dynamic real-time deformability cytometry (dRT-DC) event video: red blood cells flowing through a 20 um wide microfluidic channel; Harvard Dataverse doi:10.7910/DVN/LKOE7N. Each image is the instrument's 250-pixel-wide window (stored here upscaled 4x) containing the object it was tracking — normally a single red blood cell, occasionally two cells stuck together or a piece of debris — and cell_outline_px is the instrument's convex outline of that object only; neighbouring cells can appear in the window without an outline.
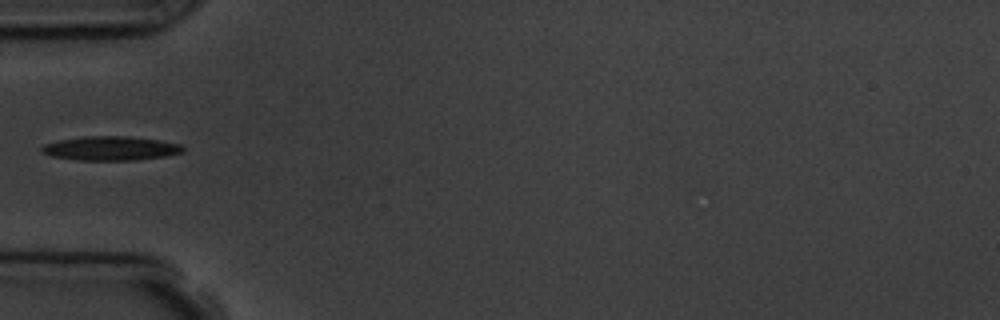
{"species": "common noctule bat (a hibernating species)", "species_latin": "Nyctalus noctula", "temperature_condition": "room temperature", "stored_images_in_passage": 5, "camera_frame_rate_fps": 3000, "um_per_image_px": 0.085, "animal": {"sex": "male", "body_mass_g": 19.5, "forearm_length_mm": 54.6}, "frame": {"image": 1, "passage_image": 5, "time_ms": 5.667, "image_size_px": [1000, 320], "cell_outline_px": [[184, 152], [164, 156], [136, 160], [76, 160], [52, 156], [40, 152], [40, 148], [44, 144], [60, 140], [84, 136], [128, 136], [160, 140], [180, 144], [184, 148]], "centroid_in_image_um": [9.39, 12.61], "position_along_channel_um": 75.6, "area_um2": 19.88}}